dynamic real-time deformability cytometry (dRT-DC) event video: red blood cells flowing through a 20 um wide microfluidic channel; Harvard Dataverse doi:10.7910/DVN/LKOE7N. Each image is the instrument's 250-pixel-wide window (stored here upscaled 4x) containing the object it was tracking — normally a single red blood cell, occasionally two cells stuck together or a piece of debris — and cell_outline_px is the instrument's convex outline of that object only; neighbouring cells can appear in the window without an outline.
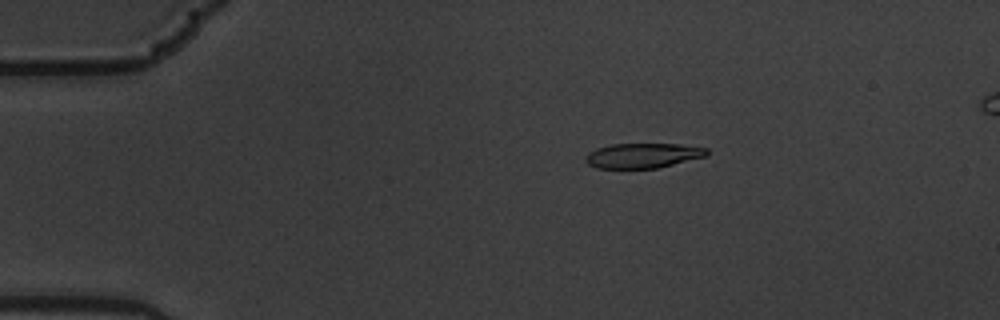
{"species": "common noctule bat (a hibernating species)", "species_latin": "Nyctalus noctula", "temperature_condition": "warm", "stored_images_in_passage": 4, "camera_frame_rate_fps": 3000, "um_per_image_px": 0.085, "animal": {"sex": "male", "body_mass_g": 19.5, "forearm_length_mm": 54.6}, "frame": {"image": 1, "passage_image": 1, "time_ms": 0.0, "image_size_px": [1000, 320], "cell_outline_px": [[708, 152], [704, 156], [656, 168], [596, 168], [588, 164], [584, 160], [588, 152], [596, 148], [612, 144], [680, 144], [708, 148]], "centroid_in_image_um": [54.59, 13.21], "position_along_channel_um": 30.4, "area_um2": 17.4}}